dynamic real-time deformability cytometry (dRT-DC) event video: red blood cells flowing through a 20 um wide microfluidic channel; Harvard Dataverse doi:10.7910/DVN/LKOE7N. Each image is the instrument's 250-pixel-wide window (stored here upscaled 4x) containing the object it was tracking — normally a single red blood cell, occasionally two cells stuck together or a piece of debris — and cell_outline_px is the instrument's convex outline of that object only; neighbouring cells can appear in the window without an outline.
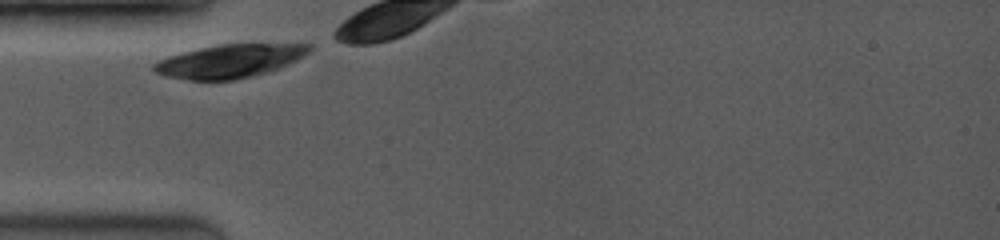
{"species": "common noctule bat (a hibernating species)", "species_latin": "Nyctalus noctula", "temperature_condition": "room temperature", "stored_images_in_passage": 3, "camera_frame_rate_fps": 3500, "um_per_image_px": 0.085, "animal": {"sex": "female", "body_mass_g": 19.0, "forearm_length_mm": 53.3}, "frame": {"image": 1, "passage_image": 1, "time_ms": 0.0, "image_size_px": [1000, 240], "cell_outline_px": [[312, 48], [304, 56], [280, 68], [268, 72], [236, 80], [192, 80], [164, 76], [156, 72], [152, 68], [152, 64], [168, 56], [200, 48], [220, 44], [312, 44]], "centroid_in_image_um": [19.53, 5.2], "position_along_channel_um": 65.5, "area_um2": 30.06}}